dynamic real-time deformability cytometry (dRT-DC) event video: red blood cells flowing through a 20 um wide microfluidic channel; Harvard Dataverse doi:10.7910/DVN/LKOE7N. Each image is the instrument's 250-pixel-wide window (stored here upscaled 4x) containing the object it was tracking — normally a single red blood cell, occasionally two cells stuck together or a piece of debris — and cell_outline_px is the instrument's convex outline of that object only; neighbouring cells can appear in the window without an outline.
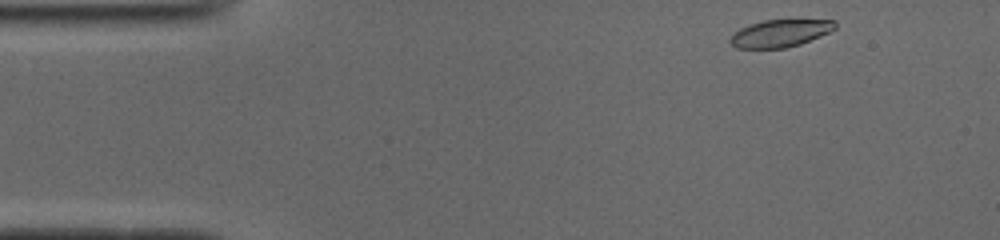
{"species": "common noctule bat (a hibernating species)", "species_latin": "Nyctalus noctula", "temperature_condition": "cold", "stored_images_in_passage": 46, "camera_frame_rate_fps": 3000, "um_per_image_px": 0.085, "animal": {"sex": "male", "body_mass_g": 19.0, "forearm_length_mm": 50.8}, "frame": {"image": 1, "passage_image": 1, "time_ms": 0.0, "image_size_px": [1000, 240], "cell_outline_px": [[836, 28], [820, 36], [800, 44], [784, 48], [736, 48], [728, 40], [740, 28], [748, 24], [764, 20], [836, 20]], "centroid_in_image_um": [66.3, 2.82], "position_along_channel_um": 18.7, "area_um2": 16.59}}
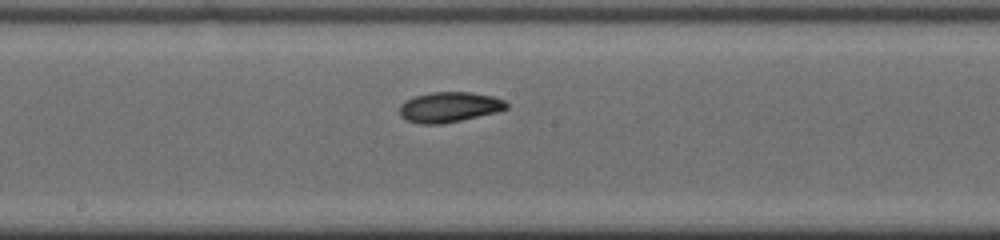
{"frame": {"image": 2, "passage_image": 22, "time_ms": 7.0, "image_size_px": [1000, 240], "cell_outline_px": [[508, 108], [496, 112], [460, 120], [440, 124], [420, 124], [408, 120], [400, 116], [400, 104], [404, 100], [412, 96], [432, 92], [472, 92], [492, 96], [504, 100], [508, 104]], "centroid_in_image_um": [38.16, 9.09], "position_along_channel_um": 210.0, "area_um2": 18.84}}
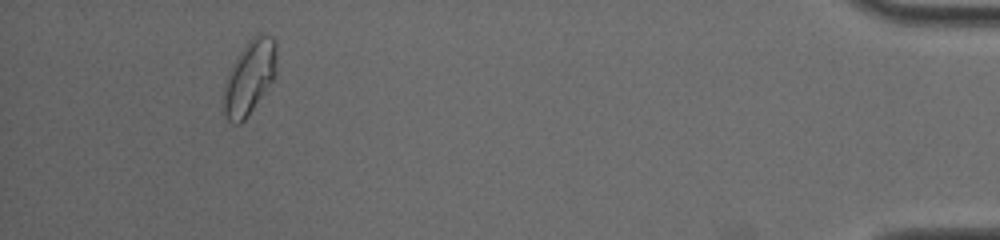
{"frame": {"image": 3, "passage_image": 43, "time_ms": 14.0, "image_size_px": [1000, 240], "cell_outline_px": [[276, 76], [244, 120], [240, 124], [232, 124], [220, 112], [224, 88], [232, 64], [248, 40], [252, 36], [260, 32], [272, 36], [276, 40]], "centroid_in_image_um": [21.19, 6.58], "position_along_channel_um": 414.0, "area_um2": 23.18}, "authors_computed_cell_mechanics": {"area_um2": 18.6983, "velocity_mm_per_s": 3.8904, "shape_relaxation_time_tau1_ms": 6.415, "shape_relaxation_time_tau2_ms": 3.7819, "deformation_change_tau1": 0.1597, "deformation_change_tau2": 0.0821}}